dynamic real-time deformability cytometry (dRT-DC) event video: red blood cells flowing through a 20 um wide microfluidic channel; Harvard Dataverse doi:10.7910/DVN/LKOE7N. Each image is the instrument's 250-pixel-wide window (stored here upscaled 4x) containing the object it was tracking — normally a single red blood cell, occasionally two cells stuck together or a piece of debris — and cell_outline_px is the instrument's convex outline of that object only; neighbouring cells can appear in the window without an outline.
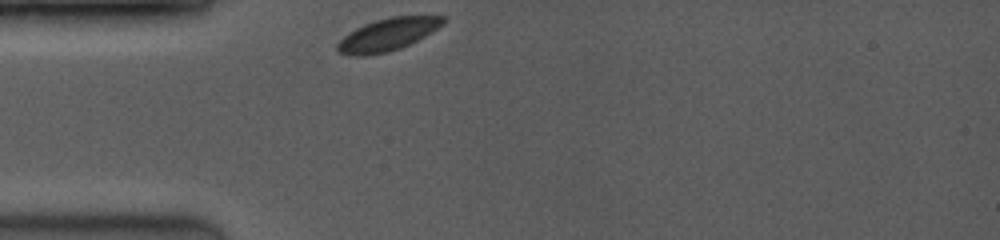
{"species": "common noctule bat (a hibernating species)", "species_latin": "Nyctalus noctula", "temperature_condition": "room temperature", "stored_images_in_passage": 34, "camera_frame_rate_fps": 3500, "um_per_image_px": 0.085, "animal": {"sex": "female", "body_mass_g": 19.0, "forearm_length_mm": 53.3}, "frame": {"image": 1, "passage_image": 1, "time_ms": 0.0, "image_size_px": [1000, 240], "cell_outline_px": [[448, 20], [444, 24], [424, 36], [400, 48], [388, 52], [364, 56], [348, 56], [340, 52], [336, 48], [336, 44], [348, 32], [364, 24], [376, 20], [392, 16], [448, 16]], "centroid_in_image_um": [32.95, 2.93], "position_along_channel_um": 52.0, "area_um2": 20.0}}
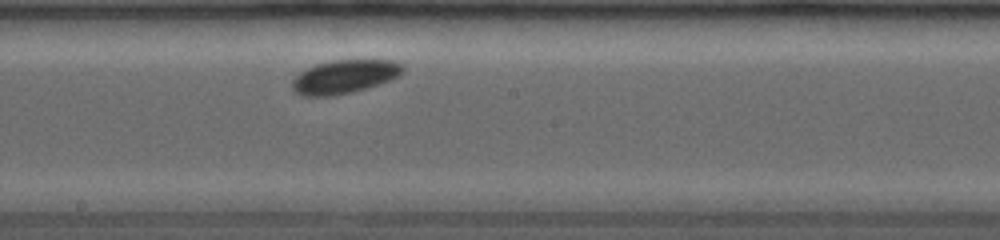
{"frame": {"image": 2, "passage_image": 15, "time_ms": 4.571, "image_size_px": [1000, 240], "cell_outline_px": [[404, 72], [388, 80], [352, 92], [332, 96], [304, 96], [296, 92], [292, 88], [292, 80], [300, 72], [316, 64], [336, 60], [392, 60], [404, 64]], "centroid_in_image_um": [29.27, 6.51], "position_along_channel_um": 218.9, "area_um2": 21.33}}
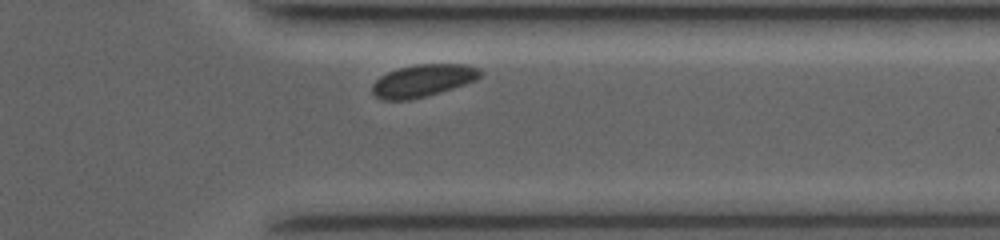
{"frame": {"image": 3, "passage_image": 30, "time_ms": 8.571, "image_size_px": [1000, 240], "cell_outline_px": [[484, 72], [476, 80], [440, 92], [408, 100], [384, 100], [376, 96], [372, 92], [372, 84], [380, 76], [388, 72], [400, 68], [416, 64], [468, 64], [480, 68]], "centroid_in_image_um": [35.97, 6.84], "position_along_channel_um": 375.4, "area_um2": 20.29}, "authors_computed_cell_mechanics": {"area_um2": 20.7213, "velocity_mm_per_s": 3.8723, "shape_relaxation_time_tau1_ms": 1.7338, "shape_relaxation_time_tau2_ms": null, "deformation_change_tau1": 0.0318, "deformation_change_tau2": null}}